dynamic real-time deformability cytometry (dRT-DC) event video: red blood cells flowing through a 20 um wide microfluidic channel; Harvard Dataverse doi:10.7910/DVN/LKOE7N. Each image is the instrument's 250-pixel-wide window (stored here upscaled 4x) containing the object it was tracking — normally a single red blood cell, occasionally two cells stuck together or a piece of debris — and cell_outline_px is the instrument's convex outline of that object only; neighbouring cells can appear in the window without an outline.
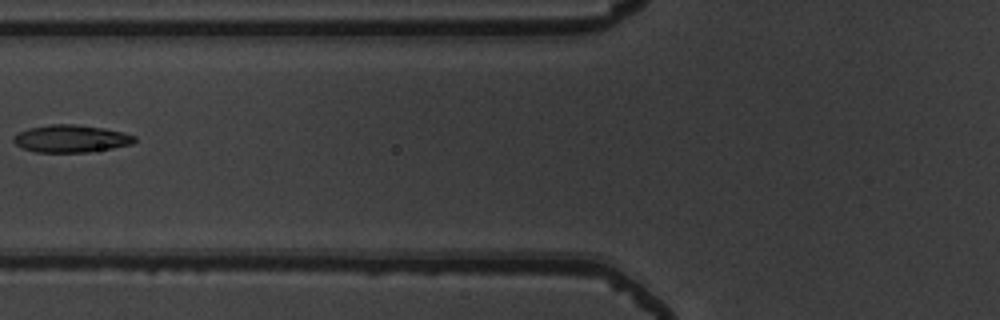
{"species": "common noctule bat (a hibernating species)", "species_latin": "Nyctalus noctula", "temperature_condition": "warm", "stored_images_in_passage": 4, "camera_frame_rate_fps": 3000, "um_per_image_px": 0.085, "animal": {"sex": "male", "body_mass_g": 19.5, "forearm_length_mm": 54.6}, "frame": {"image": 1, "passage_image": 4, "time_ms": 1.0, "image_size_px": [1000, 320], "cell_outline_px": [[136, 140], [132, 144], [112, 148], [88, 152], [36, 152], [24, 148], [16, 144], [12, 140], [12, 136], [28, 128], [52, 124], [76, 124], [104, 128], [124, 132], [136, 136]], "centroid_in_image_um": [6.05, 11.78], "position_along_channel_um": 119.8, "area_um2": 19.36}}